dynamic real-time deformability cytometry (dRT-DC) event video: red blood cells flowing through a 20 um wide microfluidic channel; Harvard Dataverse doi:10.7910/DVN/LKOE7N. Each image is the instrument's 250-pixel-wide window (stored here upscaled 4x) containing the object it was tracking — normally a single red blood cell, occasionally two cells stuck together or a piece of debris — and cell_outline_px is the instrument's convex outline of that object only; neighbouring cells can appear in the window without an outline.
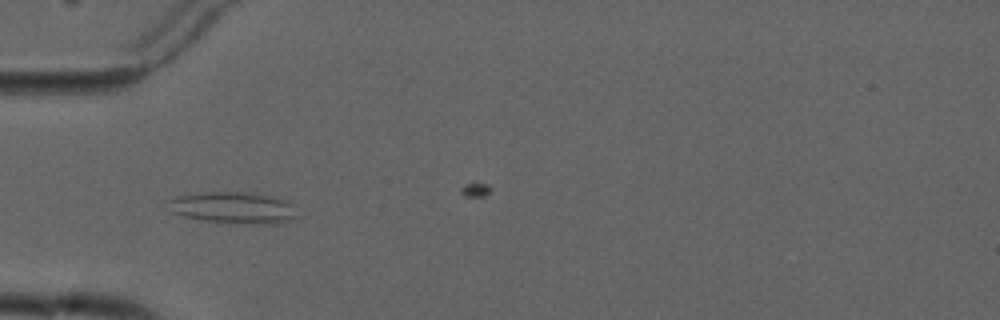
{"species": "common noctule bat (a hibernating species)", "species_latin": "Nyctalus noctula", "temperature_condition": "cold", "stored_images_in_passage": 7, "camera_frame_rate_fps": 3000, "um_per_image_px": 0.085, "animal": {"sex": "male", "forearm_length_mm": 52.5}, "frame": {"image": 1, "passage_image": 5, "time_ms": 4.667, "image_size_px": [1000, 320], "cell_outline_px": [[300, 216], [276, 224], [248, 224], [208, 220], [184, 216], [172, 212], [168, 200], [176, 196], [200, 192], [248, 192], [272, 196], [288, 200], [296, 204]], "centroid_in_image_um": [19.96, 17.64], "position_along_channel_um": 65.0, "area_um2": 23.99}}